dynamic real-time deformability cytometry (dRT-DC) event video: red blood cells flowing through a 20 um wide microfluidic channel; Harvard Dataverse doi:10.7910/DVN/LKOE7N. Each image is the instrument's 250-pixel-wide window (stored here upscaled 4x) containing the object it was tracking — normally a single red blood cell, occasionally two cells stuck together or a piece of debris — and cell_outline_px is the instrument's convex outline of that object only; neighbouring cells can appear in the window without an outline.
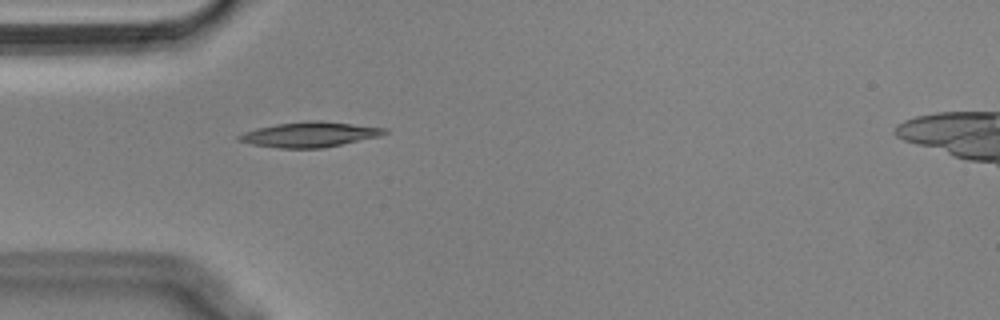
{"species": "Egyptian fruit bat (a non-hibernating species)", "species_latin": "Rousettus aegyptiacus", "temperature_condition": "cold", "stored_images_in_passage": 40, "segment_of_instrument_passage": [1, 2], "camera_frame_rate_fps": 3000, "um_per_image_px": 0.085, "animal": {"sex": "male"}, "frame": {"image": 1, "passage_image": 1, "time_ms": 0.0, "image_size_px": [1000, 320], "cell_outline_px": [[388, 132], [380, 136], [324, 148], [280, 148], [252, 144], [236, 140], [236, 136], [244, 132], [256, 128], [276, 124], [312, 120], [320, 120], [388, 128]], "centroid_in_image_um": [26.33, 11.43], "position_along_channel_um": 58.7, "area_um2": 21.39}}
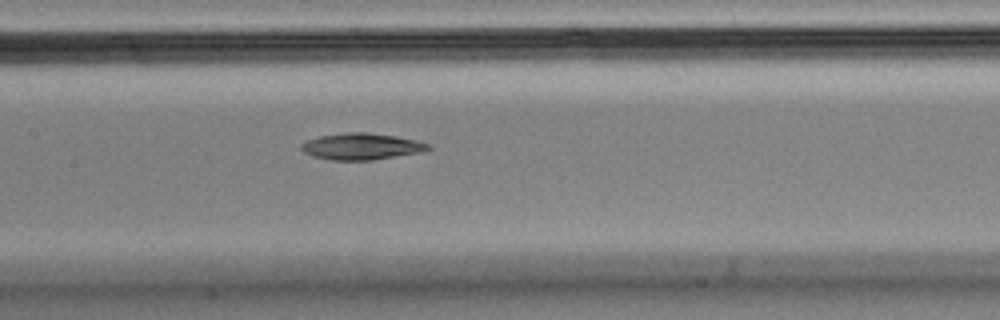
{"frame": {"image": 2, "passage_image": 11, "time_ms": 3.333, "image_size_px": [1000, 320], "cell_outline_px": [[432, 148], [420, 152], [372, 160], [332, 160], [312, 156], [304, 152], [300, 148], [300, 144], [308, 140], [320, 136], [344, 132], [368, 132], [396, 136], [416, 140], [432, 144]], "centroid_in_image_um": [30.73, 12.44], "position_along_channel_um": 176.7, "area_um2": 19.65}}
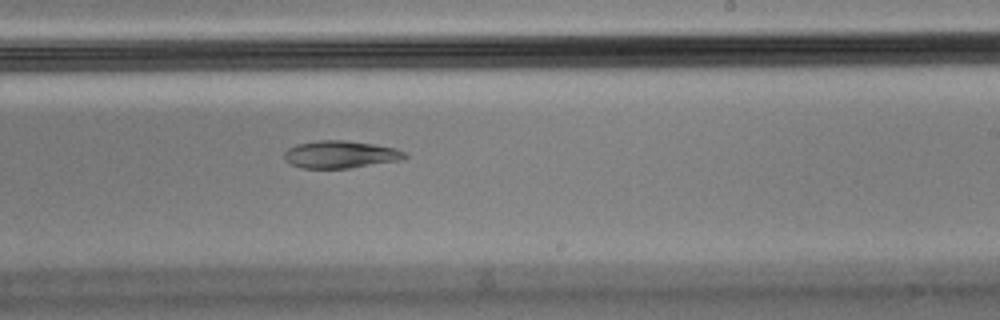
{"frame": {"image": 3, "passage_image": 18, "time_ms": 5.667, "image_size_px": [1000, 320], "cell_outline_px": [[408, 156], [400, 160], [348, 168], [304, 168], [292, 164], [284, 160], [284, 152], [288, 148], [296, 144], [316, 140], [348, 140], [396, 148], [404, 152]], "centroid_in_image_um": [28.91, 13.11], "position_along_channel_um": 260.1, "area_um2": 19.19}}